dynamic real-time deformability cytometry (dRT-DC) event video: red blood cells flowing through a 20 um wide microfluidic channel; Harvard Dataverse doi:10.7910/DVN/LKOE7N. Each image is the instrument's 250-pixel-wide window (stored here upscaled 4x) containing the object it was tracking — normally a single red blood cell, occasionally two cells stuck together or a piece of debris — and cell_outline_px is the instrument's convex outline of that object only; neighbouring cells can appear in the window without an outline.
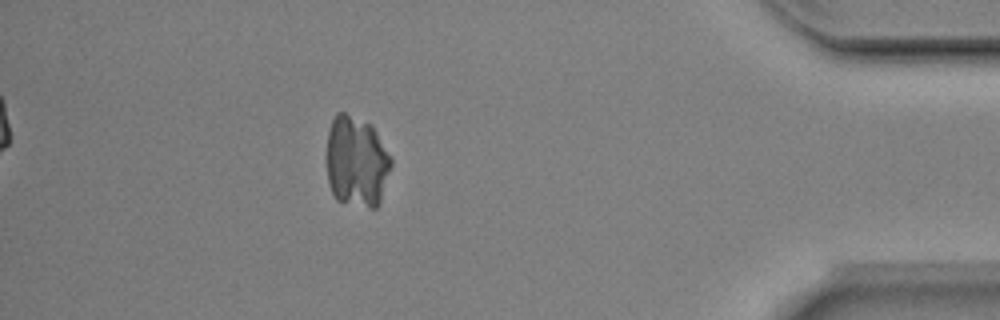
{"species": "Egyptian fruit bat (a non-hibernating species)", "species_latin": "Rousettus aegyptiacus", "temperature_condition": "room temperature", "stored_images_in_passage": 46, "camera_frame_rate_fps": 3000, "um_per_image_px": 0.085, "animal": {"sex": "male"}, "frame": {"image": 1, "passage_image": 44, "time_ms": 14.333, "image_size_px": [1000, 320], "cell_outline_px": [[392, 164], [380, 204], [376, 208], [368, 208], [336, 200], [328, 184], [324, 156], [328, 132], [332, 120], [336, 112], [344, 112], [372, 124], [392, 156]], "centroid_in_image_um": [30.29, 13.73], "position_along_channel_um": 404.9, "area_um2": 35.37}}